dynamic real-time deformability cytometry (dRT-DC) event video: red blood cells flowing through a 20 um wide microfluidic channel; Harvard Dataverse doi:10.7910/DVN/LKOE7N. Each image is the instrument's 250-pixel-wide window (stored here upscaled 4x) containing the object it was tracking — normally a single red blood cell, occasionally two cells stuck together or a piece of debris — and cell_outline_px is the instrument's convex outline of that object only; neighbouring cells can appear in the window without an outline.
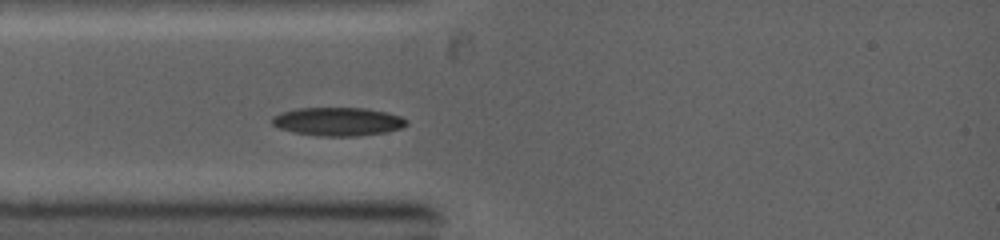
{"species": "common noctule bat (a hibernating species)", "species_latin": "Nyctalus noctula", "temperature_condition": "warm", "stored_images_in_passage": 30, "camera_frame_rate_fps": 5000, "um_per_image_px": 0.085, "animal": {"sex": "female", "body_mass_g": 19.0, "forearm_length_mm": 53.3}, "frame": {"image": 1, "passage_image": 3, "time_ms": 1.6, "image_size_px": [1000, 240], "cell_outline_px": [[408, 124], [400, 128], [384, 132], [356, 136], [320, 136], [292, 132], [280, 128], [272, 124], [272, 116], [280, 112], [296, 108], [364, 108], [384, 112], [400, 116], [408, 120]], "centroid_in_image_um": [28.68, 10.33], "position_along_channel_um": 56.3, "area_um2": 22.2}}
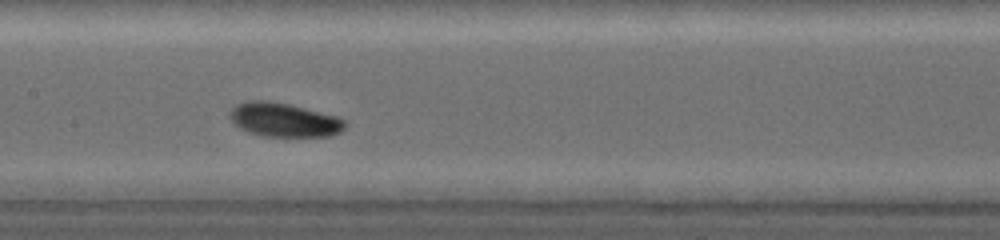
{"frame": {"image": 2, "passage_image": 12, "time_ms": 4.4, "image_size_px": [1000, 240], "cell_outline_px": [[348, 124], [340, 132], [328, 136], [264, 136], [248, 132], [240, 128], [232, 120], [232, 108], [236, 104], [248, 100], [268, 100], [288, 104], [340, 116]], "centroid_in_image_um": [24.19, 10.18], "position_along_channel_um": 183.2, "area_um2": 22.72}}
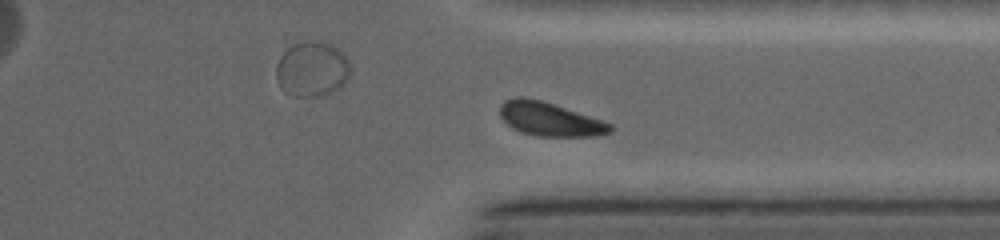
{"frame": {"image": 3, "passage_image": 24, "time_ms": 8.4, "image_size_px": [1000, 240], "cell_outline_px": [[612, 132], [596, 136], [536, 136], [520, 132], [512, 128], [500, 116], [500, 104], [504, 100], [516, 96], [524, 96], [540, 100], [612, 124]], "centroid_in_image_um": [46.68, 10.13], "position_along_channel_um": 364.7, "area_um2": 21.44}}